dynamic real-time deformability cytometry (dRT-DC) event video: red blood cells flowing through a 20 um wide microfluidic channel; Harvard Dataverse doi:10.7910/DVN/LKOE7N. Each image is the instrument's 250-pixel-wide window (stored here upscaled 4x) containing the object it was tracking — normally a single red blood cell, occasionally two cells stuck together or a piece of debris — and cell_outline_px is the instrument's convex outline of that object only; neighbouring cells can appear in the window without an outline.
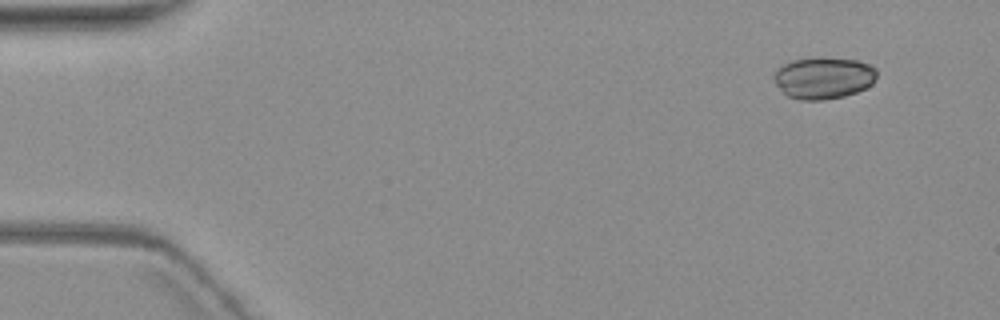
{"species": "common noctule bat (a hibernating species)", "species_latin": "Nyctalus noctula", "temperature_condition": "warm", "stored_images_in_passage": 5, "camera_frame_rate_fps": 3000, "um_per_image_px": 0.085, "animal": {"sex": "female", "body_mass_g": 19.3, "forearm_length_mm": 54.1}, "frame": {"image": 1, "passage_image": 2, "time_ms": 1.333, "image_size_px": [1000, 320], "cell_outline_px": [[876, 80], [872, 84], [856, 92], [844, 96], [824, 100], [800, 100], [788, 96], [776, 84], [776, 72], [784, 64], [792, 60], [856, 60], [868, 64], [876, 68]], "centroid_in_image_um": [70.05, 6.67], "position_along_channel_um": 15.0, "area_um2": 24.04}}
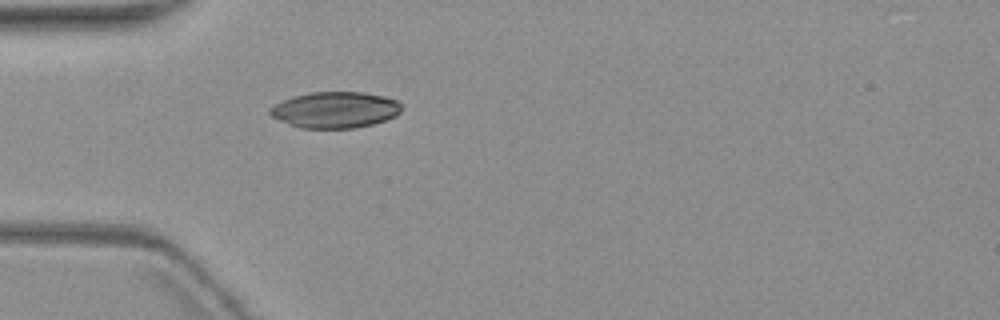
{"frame": {"image": 2, "passage_image": 5, "time_ms": 5.667, "image_size_px": [1000, 320], "cell_outline_px": [[400, 112], [396, 116], [372, 124], [356, 128], [300, 128], [272, 116], [268, 112], [268, 108], [284, 100], [296, 96], [312, 92], [364, 92], [384, 96], [396, 100], [400, 104]], "centroid_in_image_um": [28.5, 9.34], "position_along_channel_um": 56.5, "area_um2": 27.46}}